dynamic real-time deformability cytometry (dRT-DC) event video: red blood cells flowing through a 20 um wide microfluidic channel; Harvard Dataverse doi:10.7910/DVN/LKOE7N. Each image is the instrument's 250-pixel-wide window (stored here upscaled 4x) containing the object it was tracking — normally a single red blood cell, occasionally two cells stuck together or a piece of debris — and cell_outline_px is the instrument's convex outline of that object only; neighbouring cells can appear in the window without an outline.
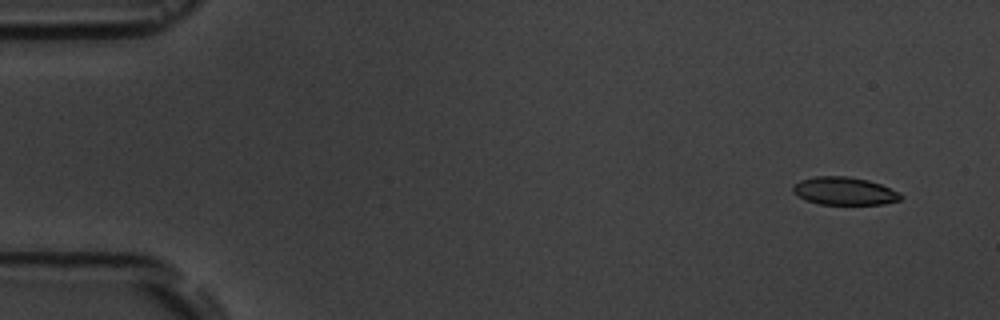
{"species": "common noctule bat (a hibernating species)", "species_latin": "Nyctalus noctula", "temperature_condition": "room temperature", "stored_images_in_passage": 6, "camera_frame_rate_fps": 3000, "um_per_image_px": 0.085, "animal": {"sex": "male", "body_mass_g": 19.5, "forearm_length_mm": 54.6}, "frame": {"image": 1, "passage_image": 1, "time_ms": 0.0, "image_size_px": [1000, 320], "cell_outline_px": [[904, 196], [900, 200], [884, 204], [820, 204], [808, 200], [792, 192], [792, 184], [800, 180], [816, 176], [848, 176], [868, 180], [880, 184], [900, 192]], "centroid_in_image_um": [71.78, 16.23], "position_along_channel_um": 13.2, "area_um2": 17.51}}
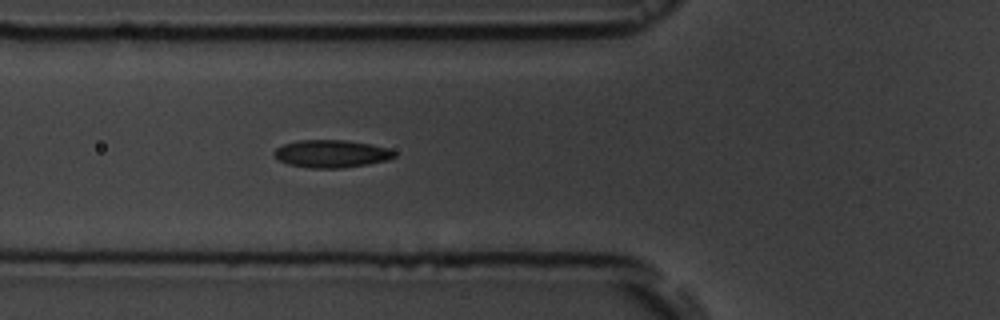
{"frame": {"image": 2, "passage_image": 6, "time_ms": 5.667, "image_size_px": [1000, 320], "cell_outline_px": [[396, 156], [388, 160], [368, 164], [340, 168], [312, 168], [288, 164], [280, 160], [272, 152], [276, 148], [284, 144], [296, 140], [344, 140], [368, 144], [388, 148], [396, 152]], "centroid_in_image_um": [28.17, 13.06], "position_along_channel_um": 97.6, "area_um2": 19.25}}